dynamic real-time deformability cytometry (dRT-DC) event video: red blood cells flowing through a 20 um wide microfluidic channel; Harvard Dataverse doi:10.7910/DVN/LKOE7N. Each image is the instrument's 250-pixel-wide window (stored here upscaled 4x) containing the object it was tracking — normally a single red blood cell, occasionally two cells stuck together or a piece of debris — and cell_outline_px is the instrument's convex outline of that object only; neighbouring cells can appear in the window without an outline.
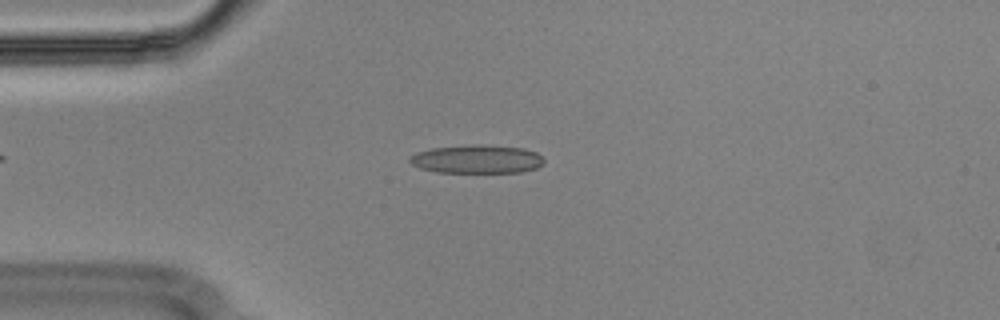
{"species": "Egyptian fruit bat (a non-hibernating species)", "species_latin": "Rousettus aegyptiacus", "temperature_condition": "cold", "stored_images_in_passage": 54, "camera_frame_rate_fps": 3000, "um_per_image_px": 0.085, "animal": {"sex": "male"}, "frame": {"image": 1, "passage_image": 13, "time_ms": 4.0, "image_size_px": [1000, 320], "cell_outline_px": [[544, 164], [536, 168], [520, 172], [436, 172], [420, 168], [412, 164], [408, 160], [416, 152], [432, 148], [476, 144], [480, 144], [524, 148], [536, 152], [544, 160]], "centroid_in_image_um": [40.55, 13.52], "position_along_channel_um": 44.5, "area_um2": 22.2}}
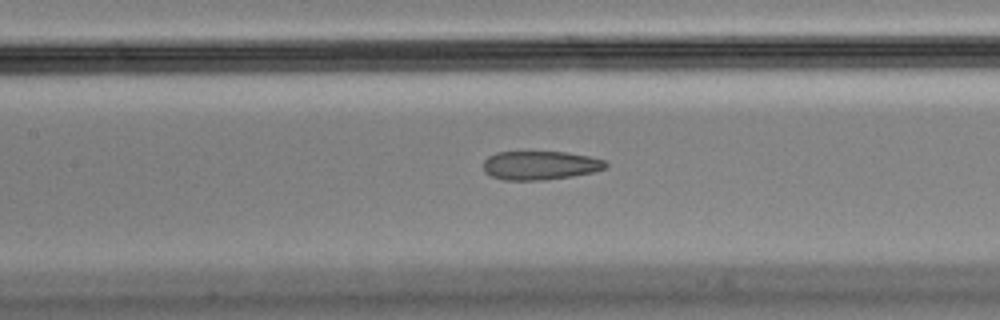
{"frame": {"image": 2, "passage_image": 24, "time_ms": 7.667, "image_size_px": [1000, 320], "cell_outline_px": [[608, 164], [604, 168], [592, 172], [572, 176], [544, 180], [504, 180], [492, 176], [484, 172], [484, 160], [488, 156], [496, 152], [564, 152], [588, 156], [604, 160]], "centroid_in_image_um": [45.88, 14.05], "position_along_channel_um": 161.5, "area_um2": 20.4}}
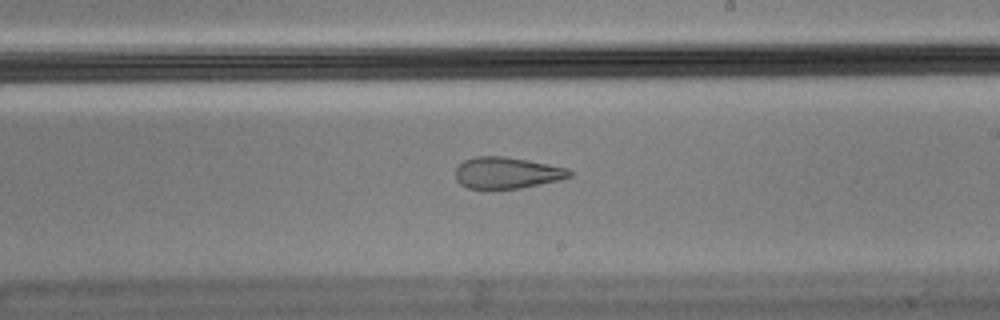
{"frame": {"image": 3, "passage_image": 31, "time_ms": 10.0, "image_size_px": [1000, 320], "cell_outline_px": [[576, 172], [572, 176], [560, 180], [520, 188], [468, 188], [460, 184], [456, 180], [456, 168], [464, 160], [476, 156], [504, 156], [528, 160], [568, 168]], "centroid_in_image_um": [43.13, 14.68], "position_along_channel_um": 245.9, "area_um2": 20.92}, "authors_computed_cell_mechanics": {"area_um2": 22.0796, "velocity_mm_per_s": 3.6287, "shape_relaxation_time_tau1_ms": null, "shape_relaxation_time_tau2_ms": 2.3381, "deformation_change_tau1": null, "deformation_change_tau2": 0.1121}}